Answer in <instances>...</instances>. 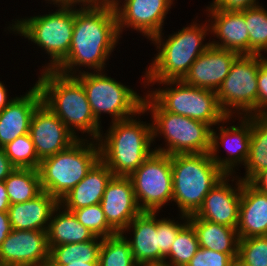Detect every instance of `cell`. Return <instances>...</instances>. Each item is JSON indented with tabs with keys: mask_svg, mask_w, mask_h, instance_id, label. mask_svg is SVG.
Returning a JSON list of instances; mask_svg holds the SVG:
<instances>
[{
	"mask_svg": "<svg viewBox=\"0 0 267 266\" xmlns=\"http://www.w3.org/2000/svg\"><path fill=\"white\" fill-rule=\"evenodd\" d=\"M205 22L200 25L194 21L165 40L162 32L155 35L151 43L156 45L158 53L146 68L143 83L182 80L199 55L211 45L210 40L209 43L203 42L210 32L209 23Z\"/></svg>",
	"mask_w": 267,
	"mask_h": 266,
	"instance_id": "cell-3",
	"label": "cell"
},
{
	"mask_svg": "<svg viewBox=\"0 0 267 266\" xmlns=\"http://www.w3.org/2000/svg\"><path fill=\"white\" fill-rule=\"evenodd\" d=\"M174 201L180 214L195 215L208 192L227 174L212 160L210 153L170 155Z\"/></svg>",
	"mask_w": 267,
	"mask_h": 266,
	"instance_id": "cell-5",
	"label": "cell"
},
{
	"mask_svg": "<svg viewBox=\"0 0 267 266\" xmlns=\"http://www.w3.org/2000/svg\"><path fill=\"white\" fill-rule=\"evenodd\" d=\"M141 266H171V265L163 262V263L145 264V265H141Z\"/></svg>",
	"mask_w": 267,
	"mask_h": 266,
	"instance_id": "cell-49",
	"label": "cell"
},
{
	"mask_svg": "<svg viewBox=\"0 0 267 266\" xmlns=\"http://www.w3.org/2000/svg\"><path fill=\"white\" fill-rule=\"evenodd\" d=\"M78 221L95 236L102 238L118 234L107 222L100 203L72 211Z\"/></svg>",
	"mask_w": 267,
	"mask_h": 266,
	"instance_id": "cell-35",
	"label": "cell"
},
{
	"mask_svg": "<svg viewBox=\"0 0 267 266\" xmlns=\"http://www.w3.org/2000/svg\"><path fill=\"white\" fill-rule=\"evenodd\" d=\"M139 120L135 115L111 122L105 136L102 133L97 140L100 159L114 176H130L154 152L152 123Z\"/></svg>",
	"mask_w": 267,
	"mask_h": 266,
	"instance_id": "cell-4",
	"label": "cell"
},
{
	"mask_svg": "<svg viewBox=\"0 0 267 266\" xmlns=\"http://www.w3.org/2000/svg\"><path fill=\"white\" fill-rule=\"evenodd\" d=\"M5 84L0 81V112L5 109V107L14 100V97L9 99L7 89Z\"/></svg>",
	"mask_w": 267,
	"mask_h": 266,
	"instance_id": "cell-46",
	"label": "cell"
},
{
	"mask_svg": "<svg viewBox=\"0 0 267 266\" xmlns=\"http://www.w3.org/2000/svg\"><path fill=\"white\" fill-rule=\"evenodd\" d=\"M12 231L8 212L0 211V246L6 239V236Z\"/></svg>",
	"mask_w": 267,
	"mask_h": 266,
	"instance_id": "cell-44",
	"label": "cell"
},
{
	"mask_svg": "<svg viewBox=\"0 0 267 266\" xmlns=\"http://www.w3.org/2000/svg\"><path fill=\"white\" fill-rule=\"evenodd\" d=\"M232 266H245V265L239 262L237 259H235Z\"/></svg>",
	"mask_w": 267,
	"mask_h": 266,
	"instance_id": "cell-50",
	"label": "cell"
},
{
	"mask_svg": "<svg viewBox=\"0 0 267 266\" xmlns=\"http://www.w3.org/2000/svg\"><path fill=\"white\" fill-rule=\"evenodd\" d=\"M193 226L200 248L229 254L234 260L238 256L239 236L235 228L188 216Z\"/></svg>",
	"mask_w": 267,
	"mask_h": 266,
	"instance_id": "cell-26",
	"label": "cell"
},
{
	"mask_svg": "<svg viewBox=\"0 0 267 266\" xmlns=\"http://www.w3.org/2000/svg\"><path fill=\"white\" fill-rule=\"evenodd\" d=\"M199 248L196 232L193 226L188 222L178 232L164 262L171 266H187ZM167 259H169V261Z\"/></svg>",
	"mask_w": 267,
	"mask_h": 266,
	"instance_id": "cell-32",
	"label": "cell"
},
{
	"mask_svg": "<svg viewBox=\"0 0 267 266\" xmlns=\"http://www.w3.org/2000/svg\"><path fill=\"white\" fill-rule=\"evenodd\" d=\"M257 83V114H267V58L259 65Z\"/></svg>",
	"mask_w": 267,
	"mask_h": 266,
	"instance_id": "cell-39",
	"label": "cell"
},
{
	"mask_svg": "<svg viewBox=\"0 0 267 266\" xmlns=\"http://www.w3.org/2000/svg\"><path fill=\"white\" fill-rule=\"evenodd\" d=\"M74 22L75 8L59 6L55 12L16 19L7 28L41 47L51 59L42 70H54L69 53Z\"/></svg>",
	"mask_w": 267,
	"mask_h": 266,
	"instance_id": "cell-8",
	"label": "cell"
},
{
	"mask_svg": "<svg viewBox=\"0 0 267 266\" xmlns=\"http://www.w3.org/2000/svg\"><path fill=\"white\" fill-rule=\"evenodd\" d=\"M244 166L245 176L240 179L245 182L267 169V114L252 115L249 156Z\"/></svg>",
	"mask_w": 267,
	"mask_h": 266,
	"instance_id": "cell-28",
	"label": "cell"
},
{
	"mask_svg": "<svg viewBox=\"0 0 267 266\" xmlns=\"http://www.w3.org/2000/svg\"><path fill=\"white\" fill-rule=\"evenodd\" d=\"M20 96L0 112V148L29 133L33 112L42 103L41 91L36 84Z\"/></svg>",
	"mask_w": 267,
	"mask_h": 266,
	"instance_id": "cell-21",
	"label": "cell"
},
{
	"mask_svg": "<svg viewBox=\"0 0 267 266\" xmlns=\"http://www.w3.org/2000/svg\"><path fill=\"white\" fill-rule=\"evenodd\" d=\"M14 169L15 167L6 156L4 149L0 148V182L4 181Z\"/></svg>",
	"mask_w": 267,
	"mask_h": 266,
	"instance_id": "cell-41",
	"label": "cell"
},
{
	"mask_svg": "<svg viewBox=\"0 0 267 266\" xmlns=\"http://www.w3.org/2000/svg\"><path fill=\"white\" fill-rule=\"evenodd\" d=\"M59 201L42 191L34 199L24 203L11 204L8 209L12 229L47 231L53 210Z\"/></svg>",
	"mask_w": 267,
	"mask_h": 266,
	"instance_id": "cell-25",
	"label": "cell"
},
{
	"mask_svg": "<svg viewBox=\"0 0 267 266\" xmlns=\"http://www.w3.org/2000/svg\"><path fill=\"white\" fill-rule=\"evenodd\" d=\"M113 176L112 171L99 159L83 180L59 200V204L72 212L100 203L107 184Z\"/></svg>",
	"mask_w": 267,
	"mask_h": 266,
	"instance_id": "cell-24",
	"label": "cell"
},
{
	"mask_svg": "<svg viewBox=\"0 0 267 266\" xmlns=\"http://www.w3.org/2000/svg\"><path fill=\"white\" fill-rule=\"evenodd\" d=\"M237 260L245 266H267V236L239 239Z\"/></svg>",
	"mask_w": 267,
	"mask_h": 266,
	"instance_id": "cell-36",
	"label": "cell"
},
{
	"mask_svg": "<svg viewBox=\"0 0 267 266\" xmlns=\"http://www.w3.org/2000/svg\"><path fill=\"white\" fill-rule=\"evenodd\" d=\"M3 149L15 168L39 169L41 160L36 154L34 143L29 133L17 137L4 146Z\"/></svg>",
	"mask_w": 267,
	"mask_h": 266,
	"instance_id": "cell-34",
	"label": "cell"
},
{
	"mask_svg": "<svg viewBox=\"0 0 267 266\" xmlns=\"http://www.w3.org/2000/svg\"><path fill=\"white\" fill-rule=\"evenodd\" d=\"M215 9L242 11L259 5L257 0H213L210 3Z\"/></svg>",
	"mask_w": 267,
	"mask_h": 266,
	"instance_id": "cell-40",
	"label": "cell"
},
{
	"mask_svg": "<svg viewBox=\"0 0 267 266\" xmlns=\"http://www.w3.org/2000/svg\"><path fill=\"white\" fill-rule=\"evenodd\" d=\"M143 109L151 112L154 143L159 135L164 136L166 142L165 147H155V152L168 155L210 153L212 128L208 124L163 110L147 93Z\"/></svg>",
	"mask_w": 267,
	"mask_h": 266,
	"instance_id": "cell-6",
	"label": "cell"
},
{
	"mask_svg": "<svg viewBox=\"0 0 267 266\" xmlns=\"http://www.w3.org/2000/svg\"><path fill=\"white\" fill-rule=\"evenodd\" d=\"M245 23L249 33V55H262L263 51L266 53L267 10L260 5L246 9Z\"/></svg>",
	"mask_w": 267,
	"mask_h": 266,
	"instance_id": "cell-33",
	"label": "cell"
},
{
	"mask_svg": "<svg viewBox=\"0 0 267 266\" xmlns=\"http://www.w3.org/2000/svg\"><path fill=\"white\" fill-rule=\"evenodd\" d=\"M239 239L267 236V194L243 181L236 227Z\"/></svg>",
	"mask_w": 267,
	"mask_h": 266,
	"instance_id": "cell-22",
	"label": "cell"
},
{
	"mask_svg": "<svg viewBox=\"0 0 267 266\" xmlns=\"http://www.w3.org/2000/svg\"><path fill=\"white\" fill-rule=\"evenodd\" d=\"M266 58L264 55H239L232 63L229 74L216 91L219 105L227 116L257 114V76L259 65Z\"/></svg>",
	"mask_w": 267,
	"mask_h": 266,
	"instance_id": "cell-11",
	"label": "cell"
},
{
	"mask_svg": "<svg viewBox=\"0 0 267 266\" xmlns=\"http://www.w3.org/2000/svg\"><path fill=\"white\" fill-rule=\"evenodd\" d=\"M174 0H124L116 5L118 31L132 28L151 40L162 32L164 20Z\"/></svg>",
	"mask_w": 267,
	"mask_h": 266,
	"instance_id": "cell-15",
	"label": "cell"
},
{
	"mask_svg": "<svg viewBox=\"0 0 267 266\" xmlns=\"http://www.w3.org/2000/svg\"><path fill=\"white\" fill-rule=\"evenodd\" d=\"M98 261L99 266H138L129 242L121 233L103 238Z\"/></svg>",
	"mask_w": 267,
	"mask_h": 266,
	"instance_id": "cell-31",
	"label": "cell"
},
{
	"mask_svg": "<svg viewBox=\"0 0 267 266\" xmlns=\"http://www.w3.org/2000/svg\"><path fill=\"white\" fill-rule=\"evenodd\" d=\"M35 83L42 95V103L48 107L77 137L87 133L90 139L98 140L102 127L92 113L87 95L75 76L61 74L55 70H42ZM77 134V135H76Z\"/></svg>",
	"mask_w": 267,
	"mask_h": 266,
	"instance_id": "cell-2",
	"label": "cell"
},
{
	"mask_svg": "<svg viewBox=\"0 0 267 266\" xmlns=\"http://www.w3.org/2000/svg\"><path fill=\"white\" fill-rule=\"evenodd\" d=\"M49 258L47 231L12 229L0 246L2 265L48 266Z\"/></svg>",
	"mask_w": 267,
	"mask_h": 266,
	"instance_id": "cell-14",
	"label": "cell"
},
{
	"mask_svg": "<svg viewBox=\"0 0 267 266\" xmlns=\"http://www.w3.org/2000/svg\"><path fill=\"white\" fill-rule=\"evenodd\" d=\"M100 205L108 224L117 233H122L142 212L129 176H113L107 184Z\"/></svg>",
	"mask_w": 267,
	"mask_h": 266,
	"instance_id": "cell-18",
	"label": "cell"
},
{
	"mask_svg": "<svg viewBox=\"0 0 267 266\" xmlns=\"http://www.w3.org/2000/svg\"><path fill=\"white\" fill-rule=\"evenodd\" d=\"M249 183L260 192L267 194V169L258 172Z\"/></svg>",
	"mask_w": 267,
	"mask_h": 266,
	"instance_id": "cell-42",
	"label": "cell"
},
{
	"mask_svg": "<svg viewBox=\"0 0 267 266\" xmlns=\"http://www.w3.org/2000/svg\"><path fill=\"white\" fill-rule=\"evenodd\" d=\"M183 223L167 218L157 219V234L159 240V263H163L168 255L178 232L188 223V216L180 215Z\"/></svg>",
	"mask_w": 267,
	"mask_h": 266,
	"instance_id": "cell-37",
	"label": "cell"
},
{
	"mask_svg": "<svg viewBox=\"0 0 267 266\" xmlns=\"http://www.w3.org/2000/svg\"><path fill=\"white\" fill-rule=\"evenodd\" d=\"M210 33L217 41L212 46L234 51L239 55H249V33L245 23V10L226 11L215 9L211 4L206 7ZM211 20V21H210ZM213 20V21H212ZM211 24V25H210ZM221 42V43H220Z\"/></svg>",
	"mask_w": 267,
	"mask_h": 266,
	"instance_id": "cell-20",
	"label": "cell"
},
{
	"mask_svg": "<svg viewBox=\"0 0 267 266\" xmlns=\"http://www.w3.org/2000/svg\"><path fill=\"white\" fill-rule=\"evenodd\" d=\"M4 182L10 204L24 203L42 192L38 169L15 168Z\"/></svg>",
	"mask_w": 267,
	"mask_h": 266,
	"instance_id": "cell-29",
	"label": "cell"
},
{
	"mask_svg": "<svg viewBox=\"0 0 267 266\" xmlns=\"http://www.w3.org/2000/svg\"><path fill=\"white\" fill-rule=\"evenodd\" d=\"M99 159L98 141L81 137L66 150L41 160L38 170L42 191L59 201L83 180Z\"/></svg>",
	"mask_w": 267,
	"mask_h": 266,
	"instance_id": "cell-7",
	"label": "cell"
},
{
	"mask_svg": "<svg viewBox=\"0 0 267 266\" xmlns=\"http://www.w3.org/2000/svg\"><path fill=\"white\" fill-rule=\"evenodd\" d=\"M120 37L114 7L97 2L79 9L75 7L71 47L54 70L69 76L78 74L80 66L94 72L103 71Z\"/></svg>",
	"mask_w": 267,
	"mask_h": 266,
	"instance_id": "cell-1",
	"label": "cell"
},
{
	"mask_svg": "<svg viewBox=\"0 0 267 266\" xmlns=\"http://www.w3.org/2000/svg\"><path fill=\"white\" fill-rule=\"evenodd\" d=\"M95 237L88 228L78 221L73 212L64 209L60 204L53 210L47 228L50 249L62 244L86 242Z\"/></svg>",
	"mask_w": 267,
	"mask_h": 266,
	"instance_id": "cell-27",
	"label": "cell"
},
{
	"mask_svg": "<svg viewBox=\"0 0 267 266\" xmlns=\"http://www.w3.org/2000/svg\"><path fill=\"white\" fill-rule=\"evenodd\" d=\"M230 176L233 177L231 181L237 180L236 187L228 183ZM235 177L226 175L208 192L202 206L195 214L197 218L236 229L243 181L236 175Z\"/></svg>",
	"mask_w": 267,
	"mask_h": 266,
	"instance_id": "cell-17",
	"label": "cell"
},
{
	"mask_svg": "<svg viewBox=\"0 0 267 266\" xmlns=\"http://www.w3.org/2000/svg\"><path fill=\"white\" fill-rule=\"evenodd\" d=\"M29 134L40 160L66 150L78 140L43 103L33 112Z\"/></svg>",
	"mask_w": 267,
	"mask_h": 266,
	"instance_id": "cell-16",
	"label": "cell"
},
{
	"mask_svg": "<svg viewBox=\"0 0 267 266\" xmlns=\"http://www.w3.org/2000/svg\"><path fill=\"white\" fill-rule=\"evenodd\" d=\"M154 83L167 85L163 89L160 87L155 91H147L148 95L165 111L204 122L211 128L227 117L219 105L215 91L189 86L182 80L144 82V88Z\"/></svg>",
	"mask_w": 267,
	"mask_h": 266,
	"instance_id": "cell-10",
	"label": "cell"
},
{
	"mask_svg": "<svg viewBox=\"0 0 267 266\" xmlns=\"http://www.w3.org/2000/svg\"><path fill=\"white\" fill-rule=\"evenodd\" d=\"M47 1V3L49 2L50 4H54V6L56 5V7L58 8L60 7H76V5H80L81 7H86L89 6L93 3L96 2V0H45Z\"/></svg>",
	"mask_w": 267,
	"mask_h": 266,
	"instance_id": "cell-43",
	"label": "cell"
},
{
	"mask_svg": "<svg viewBox=\"0 0 267 266\" xmlns=\"http://www.w3.org/2000/svg\"><path fill=\"white\" fill-rule=\"evenodd\" d=\"M238 56L234 51L210 45L191 65L182 81L189 86L216 92Z\"/></svg>",
	"mask_w": 267,
	"mask_h": 266,
	"instance_id": "cell-19",
	"label": "cell"
},
{
	"mask_svg": "<svg viewBox=\"0 0 267 266\" xmlns=\"http://www.w3.org/2000/svg\"><path fill=\"white\" fill-rule=\"evenodd\" d=\"M102 240V237L96 236L94 239L82 243L53 246L50 249L48 265H67L77 262L99 263Z\"/></svg>",
	"mask_w": 267,
	"mask_h": 266,
	"instance_id": "cell-30",
	"label": "cell"
},
{
	"mask_svg": "<svg viewBox=\"0 0 267 266\" xmlns=\"http://www.w3.org/2000/svg\"><path fill=\"white\" fill-rule=\"evenodd\" d=\"M240 124L224 126L229 123L232 116H227L218 123L219 133L215 131V127L211 129V150L210 155L216 165L223 170L227 175H234L235 167L238 165H245L249 156L251 128H252V115L238 116ZM239 125V126H238ZM220 144L225 146L227 150V157L221 158L217 155L219 153Z\"/></svg>",
	"mask_w": 267,
	"mask_h": 266,
	"instance_id": "cell-13",
	"label": "cell"
},
{
	"mask_svg": "<svg viewBox=\"0 0 267 266\" xmlns=\"http://www.w3.org/2000/svg\"><path fill=\"white\" fill-rule=\"evenodd\" d=\"M233 262L229 254L199 248L187 266H232Z\"/></svg>",
	"mask_w": 267,
	"mask_h": 266,
	"instance_id": "cell-38",
	"label": "cell"
},
{
	"mask_svg": "<svg viewBox=\"0 0 267 266\" xmlns=\"http://www.w3.org/2000/svg\"><path fill=\"white\" fill-rule=\"evenodd\" d=\"M122 0H96L97 3L107 5L110 7H115L116 5L122 3Z\"/></svg>",
	"mask_w": 267,
	"mask_h": 266,
	"instance_id": "cell-47",
	"label": "cell"
},
{
	"mask_svg": "<svg viewBox=\"0 0 267 266\" xmlns=\"http://www.w3.org/2000/svg\"><path fill=\"white\" fill-rule=\"evenodd\" d=\"M157 212H141L121 233L129 242L133 258L138 266L159 263V240L157 234ZM133 232L127 238L126 232ZM125 233V235H124Z\"/></svg>",
	"mask_w": 267,
	"mask_h": 266,
	"instance_id": "cell-23",
	"label": "cell"
},
{
	"mask_svg": "<svg viewBox=\"0 0 267 266\" xmlns=\"http://www.w3.org/2000/svg\"><path fill=\"white\" fill-rule=\"evenodd\" d=\"M104 71H78L75 77L85 89L88 102L96 120L101 123L102 113L111 115L112 121L131 118L147 113L143 109L144 97L136 91L108 77Z\"/></svg>",
	"mask_w": 267,
	"mask_h": 266,
	"instance_id": "cell-9",
	"label": "cell"
},
{
	"mask_svg": "<svg viewBox=\"0 0 267 266\" xmlns=\"http://www.w3.org/2000/svg\"><path fill=\"white\" fill-rule=\"evenodd\" d=\"M9 196L6 191L5 182H0V211L1 212H8L10 207Z\"/></svg>",
	"mask_w": 267,
	"mask_h": 266,
	"instance_id": "cell-45",
	"label": "cell"
},
{
	"mask_svg": "<svg viewBox=\"0 0 267 266\" xmlns=\"http://www.w3.org/2000/svg\"><path fill=\"white\" fill-rule=\"evenodd\" d=\"M129 178L142 212H157L171 202L173 178L170 155L153 152Z\"/></svg>",
	"mask_w": 267,
	"mask_h": 266,
	"instance_id": "cell-12",
	"label": "cell"
},
{
	"mask_svg": "<svg viewBox=\"0 0 267 266\" xmlns=\"http://www.w3.org/2000/svg\"><path fill=\"white\" fill-rule=\"evenodd\" d=\"M48 266H99V263L77 262V263H69L67 265H48Z\"/></svg>",
	"mask_w": 267,
	"mask_h": 266,
	"instance_id": "cell-48",
	"label": "cell"
}]
</instances>
